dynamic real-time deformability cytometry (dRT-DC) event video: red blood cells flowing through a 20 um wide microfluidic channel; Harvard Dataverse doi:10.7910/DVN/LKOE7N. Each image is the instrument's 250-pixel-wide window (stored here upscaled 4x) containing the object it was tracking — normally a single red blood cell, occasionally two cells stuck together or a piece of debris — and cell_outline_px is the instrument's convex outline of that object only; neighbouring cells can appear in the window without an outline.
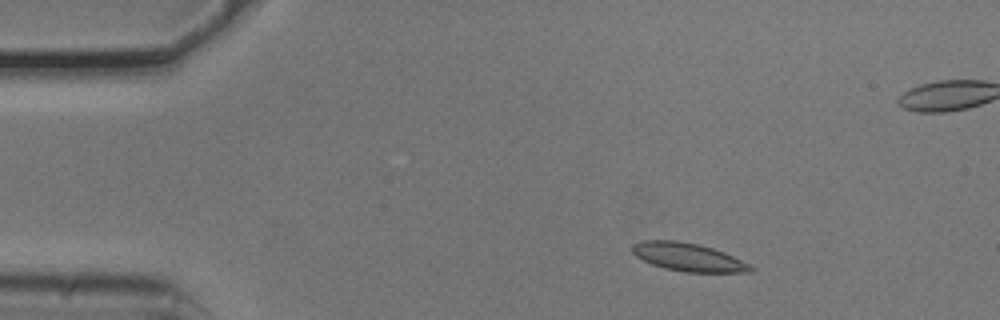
{"species": "common noctule bat (a hibernating species)", "species_latin": "Nyctalus noctula", "temperature_condition": "cold", "stored_images_in_passage": 5, "camera_frame_rate_fps": 3000, "um_per_image_px": 0.085, "animal": {"sex": "male", "body_mass_g": 20.5, "forearm_length_mm": 52.5}, "frame": {"image": 1, "passage_image": 2, "time_ms": 0.333, "image_size_px": [1000, 320], "cell_outline_px": [[756, 268], [752, 272], [684, 272], [664, 268], [652, 264], [636, 256], [632, 252], [632, 244], [644, 240], [676, 240], [700, 244], [724, 252]], "centroid_in_image_um": [58.48, 21.85], "position_along_channel_um": 26.5, "area_um2": 19.36}}